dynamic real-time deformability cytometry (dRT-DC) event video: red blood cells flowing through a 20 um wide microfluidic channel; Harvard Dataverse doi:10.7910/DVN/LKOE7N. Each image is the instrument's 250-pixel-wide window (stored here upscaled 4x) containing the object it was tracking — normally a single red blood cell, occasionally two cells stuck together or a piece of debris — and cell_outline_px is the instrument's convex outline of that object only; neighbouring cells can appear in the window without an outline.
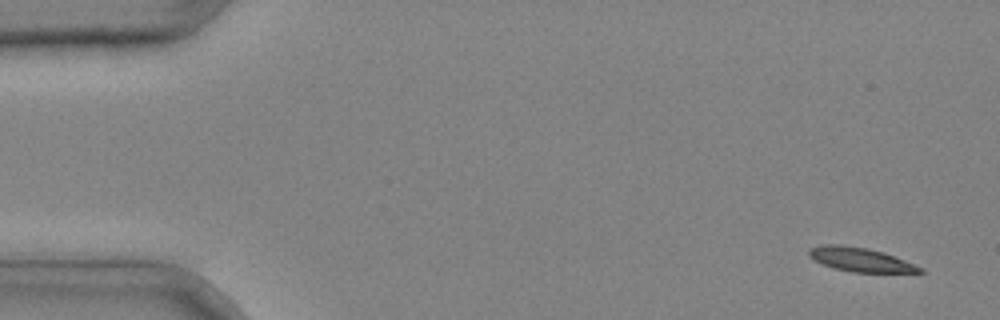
{"species": "common noctule bat (a hibernating species)", "species_latin": "Nyctalus noctula", "temperature_condition": "cold", "stored_images_in_passage": 41, "camera_frame_rate_fps": 3000, "um_per_image_px": 0.085, "animal": {"sex": "male", "body_mass_g": 20.4}, "frame": {"image": 1, "passage_image": 1, "time_ms": 0.0, "image_size_px": [1000, 320], "cell_outline_px": [[924, 272], [852, 272], [832, 268], [808, 256], [808, 248], [820, 244], [840, 244], [868, 248], [884, 252], [924, 268]], "centroid_in_image_um": [73.09, 22.05], "position_along_channel_um": 11.9, "area_um2": 15.55}}
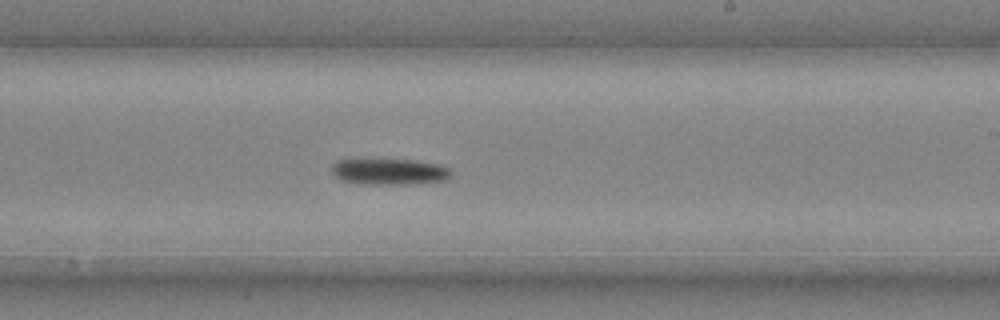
{"frame": {"image": 2, "passage_image": 25, "time_ms": 8.0, "image_size_px": [1000, 320], "cell_outline_px": [[452, 172], [444, 180], [400, 184], [372, 184], [340, 180], [332, 172], [332, 164], [336, 160], [412, 160], [440, 164], [452, 168]], "centroid_in_image_um": [33.1, 14.58], "position_along_channel_um": 255.9, "area_um2": 17.8}}
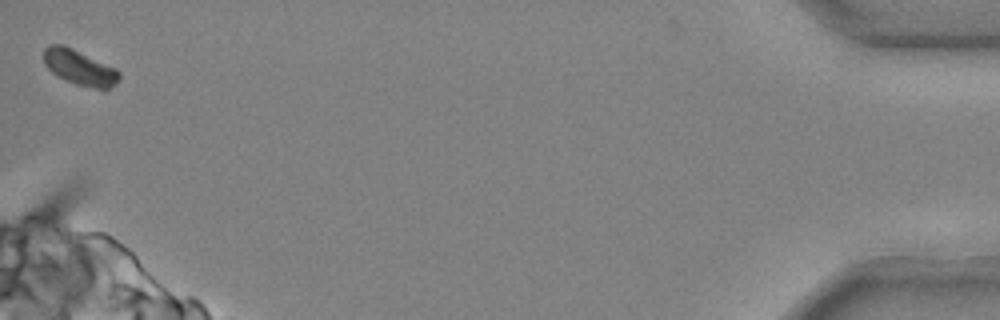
{"frame": {"image": 3, "passage_image": 41, "time_ms": 13.333, "image_size_px": [1000, 320], "cell_outline_px": [[120, 80], [116, 84], [108, 88], [96, 88], [76, 84], [52, 72], [44, 64], [44, 48], [48, 44], [64, 44], [116, 68], [120, 72]], "centroid_in_image_um": [6.78, 5.71], "position_along_channel_um": 428.4, "area_um2": 15.37}}